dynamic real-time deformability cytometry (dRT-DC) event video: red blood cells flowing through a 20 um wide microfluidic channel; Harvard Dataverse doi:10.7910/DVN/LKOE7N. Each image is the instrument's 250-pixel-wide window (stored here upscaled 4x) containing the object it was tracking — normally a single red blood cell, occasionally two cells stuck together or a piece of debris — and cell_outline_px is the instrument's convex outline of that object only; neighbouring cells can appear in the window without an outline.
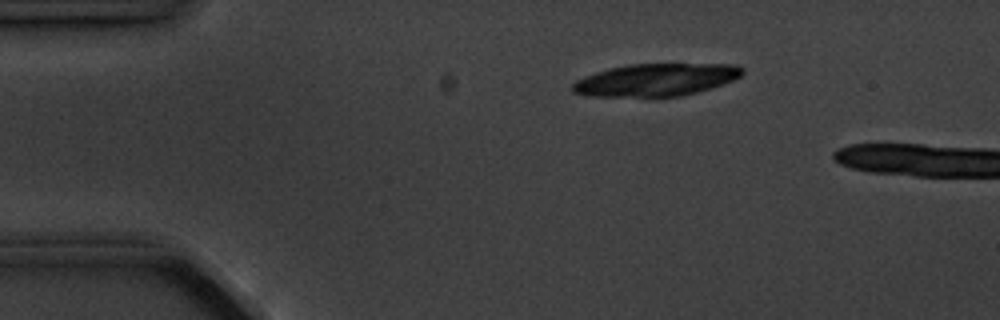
{"species": "common noctule bat (a hibernating species)", "species_latin": "Nyctalus noctula", "temperature_condition": "cold", "stored_images_in_passage": 5, "camera_frame_rate_fps": 3000, "um_per_image_px": 0.085, "animal": {"sex": "male", "body_mass_g": 20.1, "forearm_length_mm": 53.5}, "frame": {"image": 1, "passage_image": 3, "time_ms": 2.333, "image_size_px": [1000, 320], "cell_outline_px": [[744, 72], [740, 76], [724, 84], [712, 88], [680, 96], [588, 96], [572, 92], [572, 84], [576, 80], [584, 76], [608, 68], [628, 64], [736, 64], [744, 68]], "centroid_in_image_um": [55.75, 6.77], "position_along_channel_um": 29.2, "area_um2": 32.14}}